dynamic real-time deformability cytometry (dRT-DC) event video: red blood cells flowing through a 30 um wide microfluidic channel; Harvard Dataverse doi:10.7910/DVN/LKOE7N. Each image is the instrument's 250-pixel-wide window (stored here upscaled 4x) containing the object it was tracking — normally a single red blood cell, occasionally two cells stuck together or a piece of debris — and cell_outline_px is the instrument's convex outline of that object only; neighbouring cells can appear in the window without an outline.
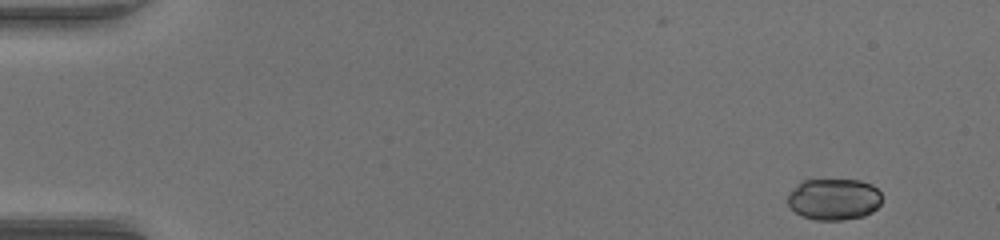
{"species": "common noctule bat (a hibernating species)", "species_latin": "Nyctalus noctula", "temperature_condition": "warm", "stored_images_in_passage": 49, "camera_frame_rate_fps": 3000, "um_per_image_px": 0.085, "animal": {"sex": "female", "body_mass_g": 17.0, "forearm_length_mm": 48.0}, "frame": {"image": 1, "passage_image": 1, "time_ms": 0.0, "image_size_px": [1000, 240], "cell_outline_px": [[880, 204], [872, 212], [864, 216], [844, 220], [816, 220], [804, 216], [796, 212], [788, 204], [788, 192], [796, 184], [804, 180], [860, 180], [872, 184], [880, 192]], "centroid_in_image_um": [70.87, 16.93], "position_along_channel_um": 14.1, "area_um2": 22.83}}
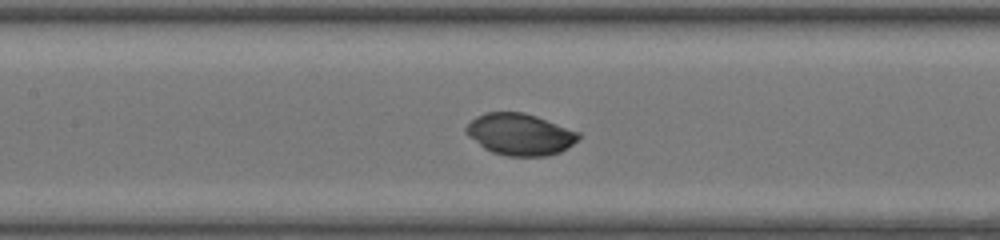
{"frame": {"image": 2, "passage_image": 22, "time_ms": 7.0, "image_size_px": [1000, 240], "cell_outline_px": [[580, 136], [568, 148], [560, 152], [548, 156], [508, 156], [492, 152], [484, 148], [468, 136], [464, 132], [464, 128], [476, 116], [484, 112], [524, 112], [536, 116], [580, 132]], "centroid_in_image_um": [44.18, 11.42], "position_along_channel_um": 163.2, "area_um2": 27.34}}
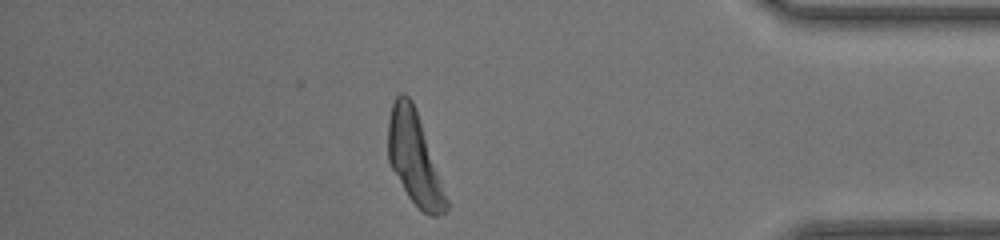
{"frame": {"image": 3, "passage_image": 42, "time_ms": 13.667, "image_size_px": [1000, 240], "cell_outline_px": [[448, 208], [444, 212], [436, 216], [432, 216], [424, 212], [408, 196], [392, 168], [388, 160], [388, 120], [392, 104], [396, 96], [400, 92], [404, 92], [412, 100], [448, 200]], "centroid_in_image_um": [35.19, 13.43], "position_along_channel_um": 400.0, "area_um2": 30.35}, "authors_computed_cell_mechanics": {"area_um2": 28.4954, "velocity_mm_per_s": 4.057, "shape_relaxation_time_tau1_ms": 1.3178, "shape_relaxation_time_tau2_ms": null, "deformation_change_tau1": 0.0317, "deformation_change_tau2": null}}